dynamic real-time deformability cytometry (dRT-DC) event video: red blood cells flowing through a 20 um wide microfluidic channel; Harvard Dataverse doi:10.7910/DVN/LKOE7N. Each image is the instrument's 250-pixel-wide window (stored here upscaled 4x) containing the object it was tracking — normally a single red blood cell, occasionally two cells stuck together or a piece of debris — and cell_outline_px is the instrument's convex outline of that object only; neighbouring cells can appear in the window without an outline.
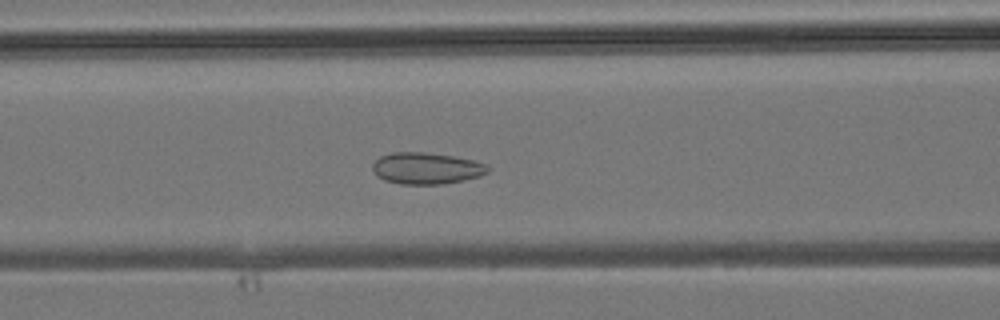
{"species": "common noctule bat (a hibernating species)", "species_latin": "Nyctalus noctula", "temperature_condition": "room temperature", "stored_images_in_passage": 31, "camera_frame_rate_fps": 3000, "um_per_image_px": 0.085, "animal": {"sex": "male", "body_mass_g": 19.2, "forearm_length_mm": 51.8}, "frame": {"image": 1, "passage_image": 5, "time_ms": 1.333, "image_size_px": [1000, 320], "cell_outline_px": [[488, 172], [480, 176], [464, 180], [440, 184], [400, 184], [384, 180], [376, 176], [372, 168], [372, 164], [380, 156], [392, 152], [424, 152], [452, 156], [472, 160], [488, 164]], "centroid_in_image_um": [36.22, 14.3], "position_along_channel_um": 130.4, "area_um2": 21.21}}
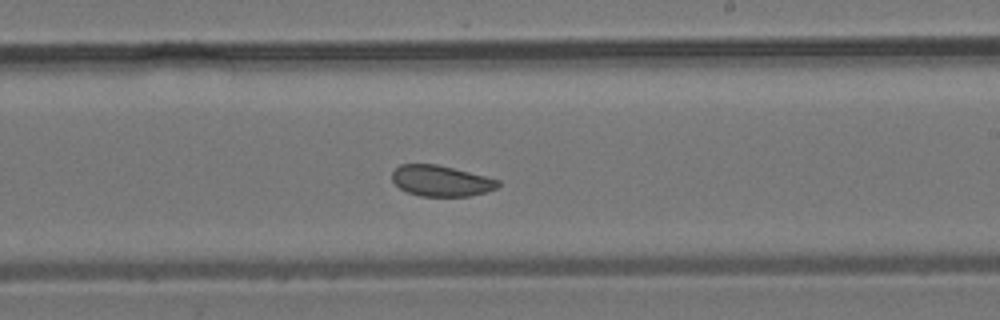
{"frame": {"image": 2, "passage_image": 13, "time_ms": 4.0, "image_size_px": [1000, 320], "cell_outline_px": [[500, 184], [496, 188], [484, 192], [468, 196], [420, 196], [408, 192], [400, 188], [392, 180], [392, 172], [400, 164], [436, 164], [500, 180]], "centroid_in_image_um": [37.46, 15.37], "position_along_channel_um": 251.5, "area_um2": 18.79}}
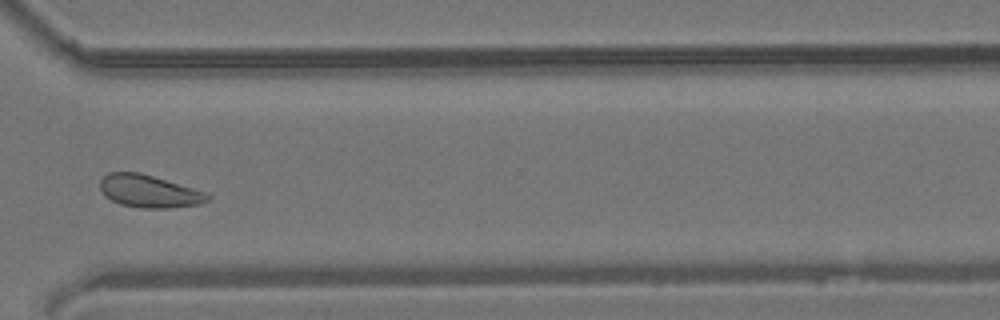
{"frame": {"image": 3, "passage_image": 20, "time_ms": 6.333, "image_size_px": [1000, 320], "cell_outline_px": [[212, 196], [208, 200], [200, 204], [172, 208], [140, 208], [120, 204], [104, 196], [100, 188], [100, 180], [108, 172], [140, 172], [208, 192]], "centroid_in_image_um": [12.69, 16.26], "position_along_channel_um": 357.9, "area_um2": 20.63}}